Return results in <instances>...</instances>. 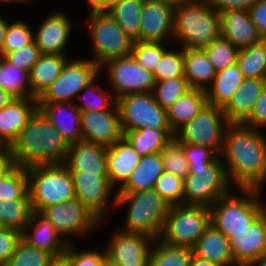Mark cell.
<instances>
[{
  "instance_id": "cell-1",
  "label": "cell",
  "mask_w": 266,
  "mask_h": 266,
  "mask_svg": "<svg viewBox=\"0 0 266 266\" xmlns=\"http://www.w3.org/2000/svg\"><path fill=\"white\" fill-rule=\"evenodd\" d=\"M221 155L232 185L262 190L266 182V137L262 131L242 123H230Z\"/></svg>"
},
{
  "instance_id": "cell-2",
  "label": "cell",
  "mask_w": 266,
  "mask_h": 266,
  "mask_svg": "<svg viewBox=\"0 0 266 266\" xmlns=\"http://www.w3.org/2000/svg\"><path fill=\"white\" fill-rule=\"evenodd\" d=\"M17 166L64 164L68 142L38 109L10 147Z\"/></svg>"
},
{
  "instance_id": "cell-3",
  "label": "cell",
  "mask_w": 266,
  "mask_h": 266,
  "mask_svg": "<svg viewBox=\"0 0 266 266\" xmlns=\"http://www.w3.org/2000/svg\"><path fill=\"white\" fill-rule=\"evenodd\" d=\"M221 36L220 13L207 0H191L175 8L173 38L181 49H203Z\"/></svg>"
},
{
  "instance_id": "cell-4",
  "label": "cell",
  "mask_w": 266,
  "mask_h": 266,
  "mask_svg": "<svg viewBox=\"0 0 266 266\" xmlns=\"http://www.w3.org/2000/svg\"><path fill=\"white\" fill-rule=\"evenodd\" d=\"M113 203L129 204L124 227L119 230L159 239L170 205L154 189L117 192Z\"/></svg>"
},
{
  "instance_id": "cell-5",
  "label": "cell",
  "mask_w": 266,
  "mask_h": 266,
  "mask_svg": "<svg viewBox=\"0 0 266 266\" xmlns=\"http://www.w3.org/2000/svg\"><path fill=\"white\" fill-rule=\"evenodd\" d=\"M240 193H227L210 206L211 224L228 239L233 233L247 230L264 212L259 189L238 188ZM239 194V195H238Z\"/></svg>"
},
{
  "instance_id": "cell-6",
  "label": "cell",
  "mask_w": 266,
  "mask_h": 266,
  "mask_svg": "<svg viewBox=\"0 0 266 266\" xmlns=\"http://www.w3.org/2000/svg\"><path fill=\"white\" fill-rule=\"evenodd\" d=\"M26 168L28 192L34 212L40 213L44 208L76 198L71 173L64 164Z\"/></svg>"
},
{
  "instance_id": "cell-7",
  "label": "cell",
  "mask_w": 266,
  "mask_h": 266,
  "mask_svg": "<svg viewBox=\"0 0 266 266\" xmlns=\"http://www.w3.org/2000/svg\"><path fill=\"white\" fill-rule=\"evenodd\" d=\"M210 224L211 211L208 206H170L159 240L170 246L193 249Z\"/></svg>"
},
{
  "instance_id": "cell-8",
  "label": "cell",
  "mask_w": 266,
  "mask_h": 266,
  "mask_svg": "<svg viewBox=\"0 0 266 266\" xmlns=\"http://www.w3.org/2000/svg\"><path fill=\"white\" fill-rule=\"evenodd\" d=\"M222 158L217 156L208 165H189L183 183V204L210 207L219 198L230 192Z\"/></svg>"
},
{
  "instance_id": "cell-9",
  "label": "cell",
  "mask_w": 266,
  "mask_h": 266,
  "mask_svg": "<svg viewBox=\"0 0 266 266\" xmlns=\"http://www.w3.org/2000/svg\"><path fill=\"white\" fill-rule=\"evenodd\" d=\"M88 18L94 56L91 60L99 67L110 59L131 55L133 42L108 12L91 11Z\"/></svg>"
},
{
  "instance_id": "cell-10",
  "label": "cell",
  "mask_w": 266,
  "mask_h": 266,
  "mask_svg": "<svg viewBox=\"0 0 266 266\" xmlns=\"http://www.w3.org/2000/svg\"><path fill=\"white\" fill-rule=\"evenodd\" d=\"M229 124L222 108L207 104L192 120L175 133L174 138L179 143L210 148L220 155L225 131Z\"/></svg>"
},
{
  "instance_id": "cell-11",
  "label": "cell",
  "mask_w": 266,
  "mask_h": 266,
  "mask_svg": "<svg viewBox=\"0 0 266 266\" xmlns=\"http://www.w3.org/2000/svg\"><path fill=\"white\" fill-rule=\"evenodd\" d=\"M99 72L100 67L91 59L68 60L60 76L37 99V103L74 102L85 86L99 77Z\"/></svg>"
},
{
  "instance_id": "cell-12",
  "label": "cell",
  "mask_w": 266,
  "mask_h": 266,
  "mask_svg": "<svg viewBox=\"0 0 266 266\" xmlns=\"http://www.w3.org/2000/svg\"><path fill=\"white\" fill-rule=\"evenodd\" d=\"M122 130L170 128L167 110L156 101L153 92L135 93L117 99Z\"/></svg>"
},
{
  "instance_id": "cell-13",
  "label": "cell",
  "mask_w": 266,
  "mask_h": 266,
  "mask_svg": "<svg viewBox=\"0 0 266 266\" xmlns=\"http://www.w3.org/2000/svg\"><path fill=\"white\" fill-rule=\"evenodd\" d=\"M104 67H107L108 81L116 99L128 94L153 92V73L139 65L132 55L110 59L101 65L100 70Z\"/></svg>"
},
{
  "instance_id": "cell-14",
  "label": "cell",
  "mask_w": 266,
  "mask_h": 266,
  "mask_svg": "<svg viewBox=\"0 0 266 266\" xmlns=\"http://www.w3.org/2000/svg\"><path fill=\"white\" fill-rule=\"evenodd\" d=\"M40 214L49 220L63 238L86 234L101 220L77 198L44 208Z\"/></svg>"
},
{
  "instance_id": "cell-15",
  "label": "cell",
  "mask_w": 266,
  "mask_h": 266,
  "mask_svg": "<svg viewBox=\"0 0 266 266\" xmlns=\"http://www.w3.org/2000/svg\"><path fill=\"white\" fill-rule=\"evenodd\" d=\"M154 241L147 235L118 229L105 249L107 258L120 266H148Z\"/></svg>"
},
{
  "instance_id": "cell-16",
  "label": "cell",
  "mask_w": 266,
  "mask_h": 266,
  "mask_svg": "<svg viewBox=\"0 0 266 266\" xmlns=\"http://www.w3.org/2000/svg\"><path fill=\"white\" fill-rule=\"evenodd\" d=\"M82 140L112 146L123 138L117 103L105 111H81Z\"/></svg>"
},
{
  "instance_id": "cell-17",
  "label": "cell",
  "mask_w": 266,
  "mask_h": 266,
  "mask_svg": "<svg viewBox=\"0 0 266 266\" xmlns=\"http://www.w3.org/2000/svg\"><path fill=\"white\" fill-rule=\"evenodd\" d=\"M75 197L80 200L100 220L104 218L108 200L114 186L108 179V175H97L96 173L70 172Z\"/></svg>"
},
{
  "instance_id": "cell-18",
  "label": "cell",
  "mask_w": 266,
  "mask_h": 266,
  "mask_svg": "<svg viewBox=\"0 0 266 266\" xmlns=\"http://www.w3.org/2000/svg\"><path fill=\"white\" fill-rule=\"evenodd\" d=\"M175 8L158 0H144L140 41L165 42L174 34ZM170 36V37H169Z\"/></svg>"
},
{
  "instance_id": "cell-19",
  "label": "cell",
  "mask_w": 266,
  "mask_h": 266,
  "mask_svg": "<svg viewBox=\"0 0 266 266\" xmlns=\"http://www.w3.org/2000/svg\"><path fill=\"white\" fill-rule=\"evenodd\" d=\"M230 249L237 266H249L266 252V211L250 227L233 233Z\"/></svg>"
},
{
  "instance_id": "cell-20",
  "label": "cell",
  "mask_w": 266,
  "mask_h": 266,
  "mask_svg": "<svg viewBox=\"0 0 266 266\" xmlns=\"http://www.w3.org/2000/svg\"><path fill=\"white\" fill-rule=\"evenodd\" d=\"M21 239L32 247L48 252L53 257L63 256L67 245L71 243L69 239L62 238L57 233L49 220L39 212L34 211L28 224L21 232Z\"/></svg>"
},
{
  "instance_id": "cell-21",
  "label": "cell",
  "mask_w": 266,
  "mask_h": 266,
  "mask_svg": "<svg viewBox=\"0 0 266 266\" xmlns=\"http://www.w3.org/2000/svg\"><path fill=\"white\" fill-rule=\"evenodd\" d=\"M37 110L35 98H16L0 110V148L12 146Z\"/></svg>"
},
{
  "instance_id": "cell-22",
  "label": "cell",
  "mask_w": 266,
  "mask_h": 266,
  "mask_svg": "<svg viewBox=\"0 0 266 266\" xmlns=\"http://www.w3.org/2000/svg\"><path fill=\"white\" fill-rule=\"evenodd\" d=\"M221 37L242 49L263 40L251 21L248 9H226L220 12Z\"/></svg>"
},
{
  "instance_id": "cell-23",
  "label": "cell",
  "mask_w": 266,
  "mask_h": 266,
  "mask_svg": "<svg viewBox=\"0 0 266 266\" xmlns=\"http://www.w3.org/2000/svg\"><path fill=\"white\" fill-rule=\"evenodd\" d=\"M107 149L106 146L85 140L69 144L64 165L70 172L108 175Z\"/></svg>"
},
{
  "instance_id": "cell-24",
  "label": "cell",
  "mask_w": 266,
  "mask_h": 266,
  "mask_svg": "<svg viewBox=\"0 0 266 266\" xmlns=\"http://www.w3.org/2000/svg\"><path fill=\"white\" fill-rule=\"evenodd\" d=\"M71 21L62 12L46 16L37 32L34 41L41 54H64L71 34Z\"/></svg>"
},
{
  "instance_id": "cell-25",
  "label": "cell",
  "mask_w": 266,
  "mask_h": 266,
  "mask_svg": "<svg viewBox=\"0 0 266 266\" xmlns=\"http://www.w3.org/2000/svg\"><path fill=\"white\" fill-rule=\"evenodd\" d=\"M38 109L68 144L82 140L81 111L74 102L38 103ZM66 115L69 116L67 117Z\"/></svg>"
},
{
  "instance_id": "cell-26",
  "label": "cell",
  "mask_w": 266,
  "mask_h": 266,
  "mask_svg": "<svg viewBox=\"0 0 266 266\" xmlns=\"http://www.w3.org/2000/svg\"><path fill=\"white\" fill-rule=\"evenodd\" d=\"M266 86V79L245 78L239 89L222 108L229 123H243Z\"/></svg>"
},
{
  "instance_id": "cell-27",
  "label": "cell",
  "mask_w": 266,
  "mask_h": 266,
  "mask_svg": "<svg viewBox=\"0 0 266 266\" xmlns=\"http://www.w3.org/2000/svg\"><path fill=\"white\" fill-rule=\"evenodd\" d=\"M141 158L124 137L108 147L107 173L111 184L115 186V183H119V187L122 186Z\"/></svg>"
},
{
  "instance_id": "cell-28",
  "label": "cell",
  "mask_w": 266,
  "mask_h": 266,
  "mask_svg": "<svg viewBox=\"0 0 266 266\" xmlns=\"http://www.w3.org/2000/svg\"><path fill=\"white\" fill-rule=\"evenodd\" d=\"M67 54H41L29 72L31 98L38 99L60 76L68 62Z\"/></svg>"
},
{
  "instance_id": "cell-29",
  "label": "cell",
  "mask_w": 266,
  "mask_h": 266,
  "mask_svg": "<svg viewBox=\"0 0 266 266\" xmlns=\"http://www.w3.org/2000/svg\"><path fill=\"white\" fill-rule=\"evenodd\" d=\"M193 254L221 266H237L231 253L229 239L212 224L198 239Z\"/></svg>"
},
{
  "instance_id": "cell-30",
  "label": "cell",
  "mask_w": 266,
  "mask_h": 266,
  "mask_svg": "<svg viewBox=\"0 0 266 266\" xmlns=\"http://www.w3.org/2000/svg\"><path fill=\"white\" fill-rule=\"evenodd\" d=\"M208 104L206 90L189 89L167 109L168 124L175 134Z\"/></svg>"
},
{
  "instance_id": "cell-31",
  "label": "cell",
  "mask_w": 266,
  "mask_h": 266,
  "mask_svg": "<svg viewBox=\"0 0 266 266\" xmlns=\"http://www.w3.org/2000/svg\"><path fill=\"white\" fill-rule=\"evenodd\" d=\"M164 172L162 156L159 153L144 156L132 171L118 192H138L154 189L157 179Z\"/></svg>"
},
{
  "instance_id": "cell-32",
  "label": "cell",
  "mask_w": 266,
  "mask_h": 266,
  "mask_svg": "<svg viewBox=\"0 0 266 266\" xmlns=\"http://www.w3.org/2000/svg\"><path fill=\"white\" fill-rule=\"evenodd\" d=\"M215 75L216 71L204 49H184V77L191 88L206 90Z\"/></svg>"
},
{
  "instance_id": "cell-33",
  "label": "cell",
  "mask_w": 266,
  "mask_h": 266,
  "mask_svg": "<svg viewBox=\"0 0 266 266\" xmlns=\"http://www.w3.org/2000/svg\"><path fill=\"white\" fill-rule=\"evenodd\" d=\"M245 77L237 63L216 72L211 87L206 89L208 104L223 108L243 83Z\"/></svg>"
},
{
  "instance_id": "cell-34",
  "label": "cell",
  "mask_w": 266,
  "mask_h": 266,
  "mask_svg": "<svg viewBox=\"0 0 266 266\" xmlns=\"http://www.w3.org/2000/svg\"><path fill=\"white\" fill-rule=\"evenodd\" d=\"M123 133V137L141 157L161 152L175 137L171 128H141L139 130H123Z\"/></svg>"
},
{
  "instance_id": "cell-35",
  "label": "cell",
  "mask_w": 266,
  "mask_h": 266,
  "mask_svg": "<svg viewBox=\"0 0 266 266\" xmlns=\"http://www.w3.org/2000/svg\"><path fill=\"white\" fill-rule=\"evenodd\" d=\"M143 4L144 0H118L106 11L133 43L140 41Z\"/></svg>"
},
{
  "instance_id": "cell-36",
  "label": "cell",
  "mask_w": 266,
  "mask_h": 266,
  "mask_svg": "<svg viewBox=\"0 0 266 266\" xmlns=\"http://www.w3.org/2000/svg\"><path fill=\"white\" fill-rule=\"evenodd\" d=\"M236 63L245 78L266 79L265 42L239 49Z\"/></svg>"
},
{
  "instance_id": "cell-37",
  "label": "cell",
  "mask_w": 266,
  "mask_h": 266,
  "mask_svg": "<svg viewBox=\"0 0 266 266\" xmlns=\"http://www.w3.org/2000/svg\"><path fill=\"white\" fill-rule=\"evenodd\" d=\"M0 88L16 98H31L29 72L13 66L0 55Z\"/></svg>"
},
{
  "instance_id": "cell-38",
  "label": "cell",
  "mask_w": 266,
  "mask_h": 266,
  "mask_svg": "<svg viewBox=\"0 0 266 266\" xmlns=\"http://www.w3.org/2000/svg\"><path fill=\"white\" fill-rule=\"evenodd\" d=\"M32 213L30 199L0 200V227L22 232Z\"/></svg>"
},
{
  "instance_id": "cell-39",
  "label": "cell",
  "mask_w": 266,
  "mask_h": 266,
  "mask_svg": "<svg viewBox=\"0 0 266 266\" xmlns=\"http://www.w3.org/2000/svg\"><path fill=\"white\" fill-rule=\"evenodd\" d=\"M153 247L149 256L148 266H189L193 255V249L170 246L159 239H155Z\"/></svg>"
},
{
  "instance_id": "cell-40",
  "label": "cell",
  "mask_w": 266,
  "mask_h": 266,
  "mask_svg": "<svg viewBox=\"0 0 266 266\" xmlns=\"http://www.w3.org/2000/svg\"><path fill=\"white\" fill-rule=\"evenodd\" d=\"M30 199L27 168L16 166L0 179V200Z\"/></svg>"
},
{
  "instance_id": "cell-41",
  "label": "cell",
  "mask_w": 266,
  "mask_h": 266,
  "mask_svg": "<svg viewBox=\"0 0 266 266\" xmlns=\"http://www.w3.org/2000/svg\"><path fill=\"white\" fill-rule=\"evenodd\" d=\"M189 89H191V87L185 77H176L163 81H155L153 95L155 101L163 109L167 110Z\"/></svg>"
},
{
  "instance_id": "cell-42",
  "label": "cell",
  "mask_w": 266,
  "mask_h": 266,
  "mask_svg": "<svg viewBox=\"0 0 266 266\" xmlns=\"http://www.w3.org/2000/svg\"><path fill=\"white\" fill-rule=\"evenodd\" d=\"M95 81L96 78L85 86L81 92L83 93L85 91V94L81 95L79 93L77 95L79 101H82L83 99L84 103L75 102V105L80 109V111H105L111 109V106H114L117 103V99L114 94L109 95L107 92L103 91L104 89H102L101 86H94V83H96Z\"/></svg>"
},
{
  "instance_id": "cell-43",
  "label": "cell",
  "mask_w": 266,
  "mask_h": 266,
  "mask_svg": "<svg viewBox=\"0 0 266 266\" xmlns=\"http://www.w3.org/2000/svg\"><path fill=\"white\" fill-rule=\"evenodd\" d=\"M216 72L237 62L239 49L229 40L218 37L203 48Z\"/></svg>"
},
{
  "instance_id": "cell-44",
  "label": "cell",
  "mask_w": 266,
  "mask_h": 266,
  "mask_svg": "<svg viewBox=\"0 0 266 266\" xmlns=\"http://www.w3.org/2000/svg\"><path fill=\"white\" fill-rule=\"evenodd\" d=\"M53 258L48 252L32 247L21 239L5 266H48Z\"/></svg>"
},
{
  "instance_id": "cell-45",
  "label": "cell",
  "mask_w": 266,
  "mask_h": 266,
  "mask_svg": "<svg viewBox=\"0 0 266 266\" xmlns=\"http://www.w3.org/2000/svg\"><path fill=\"white\" fill-rule=\"evenodd\" d=\"M165 42L138 41L132 44L131 55L146 70L155 71L162 56L168 51Z\"/></svg>"
},
{
  "instance_id": "cell-46",
  "label": "cell",
  "mask_w": 266,
  "mask_h": 266,
  "mask_svg": "<svg viewBox=\"0 0 266 266\" xmlns=\"http://www.w3.org/2000/svg\"><path fill=\"white\" fill-rule=\"evenodd\" d=\"M164 172L184 179L188 173L189 163L186 159L183 146L174 138L160 152Z\"/></svg>"
},
{
  "instance_id": "cell-47",
  "label": "cell",
  "mask_w": 266,
  "mask_h": 266,
  "mask_svg": "<svg viewBox=\"0 0 266 266\" xmlns=\"http://www.w3.org/2000/svg\"><path fill=\"white\" fill-rule=\"evenodd\" d=\"M33 42L34 33L27 23L22 20L14 21L11 24L8 23L0 55L4 57L7 53L17 51Z\"/></svg>"
},
{
  "instance_id": "cell-48",
  "label": "cell",
  "mask_w": 266,
  "mask_h": 266,
  "mask_svg": "<svg viewBox=\"0 0 266 266\" xmlns=\"http://www.w3.org/2000/svg\"><path fill=\"white\" fill-rule=\"evenodd\" d=\"M179 50H168L162 56L153 72L155 81L184 77V49Z\"/></svg>"
},
{
  "instance_id": "cell-49",
  "label": "cell",
  "mask_w": 266,
  "mask_h": 266,
  "mask_svg": "<svg viewBox=\"0 0 266 266\" xmlns=\"http://www.w3.org/2000/svg\"><path fill=\"white\" fill-rule=\"evenodd\" d=\"M184 179L163 172L157 179L154 190L170 205L183 204Z\"/></svg>"
},
{
  "instance_id": "cell-50",
  "label": "cell",
  "mask_w": 266,
  "mask_h": 266,
  "mask_svg": "<svg viewBox=\"0 0 266 266\" xmlns=\"http://www.w3.org/2000/svg\"><path fill=\"white\" fill-rule=\"evenodd\" d=\"M87 250L77 251L73 243H70L64 255L69 259L70 266H104L107 258L106 250L104 252H99L97 249Z\"/></svg>"
},
{
  "instance_id": "cell-51",
  "label": "cell",
  "mask_w": 266,
  "mask_h": 266,
  "mask_svg": "<svg viewBox=\"0 0 266 266\" xmlns=\"http://www.w3.org/2000/svg\"><path fill=\"white\" fill-rule=\"evenodd\" d=\"M40 55L41 52L34 41L17 51L7 53L4 58L13 66L30 72L32 66L38 61Z\"/></svg>"
},
{
  "instance_id": "cell-52",
  "label": "cell",
  "mask_w": 266,
  "mask_h": 266,
  "mask_svg": "<svg viewBox=\"0 0 266 266\" xmlns=\"http://www.w3.org/2000/svg\"><path fill=\"white\" fill-rule=\"evenodd\" d=\"M20 240V231L0 227V266H5L7 260L14 253L16 245Z\"/></svg>"
},
{
  "instance_id": "cell-53",
  "label": "cell",
  "mask_w": 266,
  "mask_h": 266,
  "mask_svg": "<svg viewBox=\"0 0 266 266\" xmlns=\"http://www.w3.org/2000/svg\"><path fill=\"white\" fill-rule=\"evenodd\" d=\"M180 144L183 146L189 165H208L218 156L213 150L204 146L187 143Z\"/></svg>"
},
{
  "instance_id": "cell-54",
  "label": "cell",
  "mask_w": 266,
  "mask_h": 266,
  "mask_svg": "<svg viewBox=\"0 0 266 266\" xmlns=\"http://www.w3.org/2000/svg\"><path fill=\"white\" fill-rule=\"evenodd\" d=\"M242 124L255 129L266 126V86L257 99L251 114Z\"/></svg>"
},
{
  "instance_id": "cell-55",
  "label": "cell",
  "mask_w": 266,
  "mask_h": 266,
  "mask_svg": "<svg viewBox=\"0 0 266 266\" xmlns=\"http://www.w3.org/2000/svg\"><path fill=\"white\" fill-rule=\"evenodd\" d=\"M248 12L259 34L266 37V0H258Z\"/></svg>"
},
{
  "instance_id": "cell-56",
  "label": "cell",
  "mask_w": 266,
  "mask_h": 266,
  "mask_svg": "<svg viewBox=\"0 0 266 266\" xmlns=\"http://www.w3.org/2000/svg\"><path fill=\"white\" fill-rule=\"evenodd\" d=\"M217 12L226 9H250L258 0H207Z\"/></svg>"
},
{
  "instance_id": "cell-57",
  "label": "cell",
  "mask_w": 266,
  "mask_h": 266,
  "mask_svg": "<svg viewBox=\"0 0 266 266\" xmlns=\"http://www.w3.org/2000/svg\"><path fill=\"white\" fill-rule=\"evenodd\" d=\"M16 166L11 149L0 148V179L7 176Z\"/></svg>"
},
{
  "instance_id": "cell-58",
  "label": "cell",
  "mask_w": 266,
  "mask_h": 266,
  "mask_svg": "<svg viewBox=\"0 0 266 266\" xmlns=\"http://www.w3.org/2000/svg\"><path fill=\"white\" fill-rule=\"evenodd\" d=\"M118 0H87L92 12L109 10Z\"/></svg>"
},
{
  "instance_id": "cell-59",
  "label": "cell",
  "mask_w": 266,
  "mask_h": 266,
  "mask_svg": "<svg viewBox=\"0 0 266 266\" xmlns=\"http://www.w3.org/2000/svg\"><path fill=\"white\" fill-rule=\"evenodd\" d=\"M16 99L10 92L0 88V110Z\"/></svg>"
},
{
  "instance_id": "cell-60",
  "label": "cell",
  "mask_w": 266,
  "mask_h": 266,
  "mask_svg": "<svg viewBox=\"0 0 266 266\" xmlns=\"http://www.w3.org/2000/svg\"><path fill=\"white\" fill-rule=\"evenodd\" d=\"M189 266H221V265L210 262L201 257H197L196 255L193 254L190 259Z\"/></svg>"
},
{
  "instance_id": "cell-61",
  "label": "cell",
  "mask_w": 266,
  "mask_h": 266,
  "mask_svg": "<svg viewBox=\"0 0 266 266\" xmlns=\"http://www.w3.org/2000/svg\"><path fill=\"white\" fill-rule=\"evenodd\" d=\"M48 266H70L69 259L63 255L60 257H54L48 264Z\"/></svg>"
},
{
  "instance_id": "cell-62",
  "label": "cell",
  "mask_w": 266,
  "mask_h": 266,
  "mask_svg": "<svg viewBox=\"0 0 266 266\" xmlns=\"http://www.w3.org/2000/svg\"><path fill=\"white\" fill-rule=\"evenodd\" d=\"M8 22L0 16V49L2 48L4 38L6 36Z\"/></svg>"
},
{
  "instance_id": "cell-63",
  "label": "cell",
  "mask_w": 266,
  "mask_h": 266,
  "mask_svg": "<svg viewBox=\"0 0 266 266\" xmlns=\"http://www.w3.org/2000/svg\"><path fill=\"white\" fill-rule=\"evenodd\" d=\"M163 2L164 4L170 5L173 8L180 7L182 4L187 3L191 0H158Z\"/></svg>"
},
{
  "instance_id": "cell-64",
  "label": "cell",
  "mask_w": 266,
  "mask_h": 266,
  "mask_svg": "<svg viewBox=\"0 0 266 266\" xmlns=\"http://www.w3.org/2000/svg\"><path fill=\"white\" fill-rule=\"evenodd\" d=\"M266 266V252L259 258H257L255 261H253L249 266Z\"/></svg>"
},
{
  "instance_id": "cell-65",
  "label": "cell",
  "mask_w": 266,
  "mask_h": 266,
  "mask_svg": "<svg viewBox=\"0 0 266 266\" xmlns=\"http://www.w3.org/2000/svg\"><path fill=\"white\" fill-rule=\"evenodd\" d=\"M104 266H120V265H118V264L112 262L111 260H109L108 258H106Z\"/></svg>"
},
{
  "instance_id": "cell-66",
  "label": "cell",
  "mask_w": 266,
  "mask_h": 266,
  "mask_svg": "<svg viewBox=\"0 0 266 266\" xmlns=\"http://www.w3.org/2000/svg\"><path fill=\"white\" fill-rule=\"evenodd\" d=\"M24 1L27 2L28 0H0V2H6V3H7V2H8V3H9V2H11V3H12V2H15V3H16V2L21 3V2H24ZM29 1H30V0H29Z\"/></svg>"
}]
</instances>
